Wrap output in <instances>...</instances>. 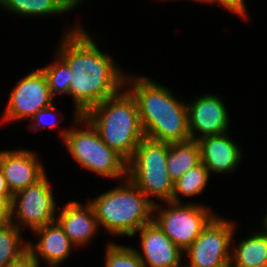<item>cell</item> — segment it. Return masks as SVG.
Listing matches in <instances>:
<instances>
[{
    "label": "cell",
    "mask_w": 267,
    "mask_h": 267,
    "mask_svg": "<svg viewBox=\"0 0 267 267\" xmlns=\"http://www.w3.org/2000/svg\"><path fill=\"white\" fill-rule=\"evenodd\" d=\"M80 25L75 24L63 34L57 54L71 69L69 95L74 112L83 116L93 106L121 92L126 87V74Z\"/></svg>",
    "instance_id": "6da1fadb"
},
{
    "label": "cell",
    "mask_w": 267,
    "mask_h": 267,
    "mask_svg": "<svg viewBox=\"0 0 267 267\" xmlns=\"http://www.w3.org/2000/svg\"><path fill=\"white\" fill-rule=\"evenodd\" d=\"M125 86L136 99L145 137L166 143L191 139L186 102L149 77L127 75Z\"/></svg>",
    "instance_id": "7a4b0ae2"
},
{
    "label": "cell",
    "mask_w": 267,
    "mask_h": 267,
    "mask_svg": "<svg viewBox=\"0 0 267 267\" xmlns=\"http://www.w3.org/2000/svg\"><path fill=\"white\" fill-rule=\"evenodd\" d=\"M83 117L97 130L102 141L127 162L145 137L136 99L126 87L93 106Z\"/></svg>",
    "instance_id": "3957f363"
},
{
    "label": "cell",
    "mask_w": 267,
    "mask_h": 267,
    "mask_svg": "<svg viewBox=\"0 0 267 267\" xmlns=\"http://www.w3.org/2000/svg\"><path fill=\"white\" fill-rule=\"evenodd\" d=\"M121 183L89 203L99 228L101 225L113 236L133 237L142 226L153 221L156 200L148 198L128 178Z\"/></svg>",
    "instance_id": "277c9868"
},
{
    "label": "cell",
    "mask_w": 267,
    "mask_h": 267,
    "mask_svg": "<svg viewBox=\"0 0 267 267\" xmlns=\"http://www.w3.org/2000/svg\"><path fill=\"white\" fill-rule=\"evenodd\" d=\"M74 114V127L60 131V137L77 164L96 173L97 176L120 181L126 179L127 161L102 141L97 130L87 119L78 113ZM80 124L86 128L79 129L82 128Z\"/></svg>",
    "instance_id": "5b68a950"
},
{
    "label": "cell",
    "mask_w": 267,
    "mask_h": 267,
    "mask_svg": "<svg viewBox=\"0 0 267 267\" xmlns=\"http://www.w3.org/2000/svg\"><path fill=\"white\" fill-rule=\"evenodd\" d=\"M169 143L144 137L127 162V178L148 198L171 201L173 184L166 163Z\"/></svg>",
    "instance_id": "8992f818"
},
{
    "label": "cell",
    "mask_w": 267,
    "mask_h": 267,
    "mask_svg": "<svg viewBox=\"0 0 267 267\" xmlns=\"http://www.w3.org/2000/svg\"><path fill=\"white\" fill-rule=\"evenodd\" d=\"M164 204L168 208H160L158 203L154 205L153 221L183 252L216 216L204 204L171 201Z\"/></svg>",
    "instance_id": "52a82bcc"
},
{
    "label": "cell",
    "mask_w": 267,
    "mask_h": 267,
    "mask_svg": "<svg viewBox=\"0 0 267 267\" xmlns=\"http://www.w3.org/2000/svg\"><path fill=\"white\" fill-rule=\"evenodd\" d=\"M216 215L183 252L184 267H230L231 243L237 225Z\"/></svg>",
    "instance_id": "ba28073f"
},
{
    "label": "cell",
    "mask_w": 267,
    "mask_h": 267,
    "mask_svg": "<svg viewBox=\"0 0 267 267\" xmlns=\"http://www.w3.org/2000/svg\"><path fill=\"white\" fill-rule=\"evenodd\" d=\"M48 179L45 175L37 183L13 194L11 221L19 229H22V226H28L29 229L35 231L56 221L58 210Z\"/></svg>",
    "instance_id": "9c48e42d"
},
{
    "label": "cell",
    "mask_w": 267,
    "mask_h": 267,
    "mask_svg": "<svg viewBox=\"0 0 267 267\" xmlns=\"http://www.w3.org/2000/svg\"><path fill=\"white\" fill-rule=\"evenodd\" d=\"M53 99L43 71L40 68L33 70L11 90L0 122L30 120L39 110L51 106Z\"/></svg>",
    "instance_id": "30bf717a"
},
{
    "label": "cell",
    "mask_w": 267,
    "mask_h": 267,
    "mask_svg": "<svg viewBox=\"0 0 267 267\" xmlns=\"http://www.w3.org/2000/svg\"><path fill=\"white\" fill-rule=\"evenodd\" d=\"M221 98V96L204 94L191 103H187L191 140L197 141L206 136L229 132L230 117Z\"/></svg>",
    "instance_id": "8fae6325"
},
{
    "label": "cell",
    "mask_w": 267,
    "mask_h": 267,
    "mask_svg": "<svg viewBox=\"0 0 267 267\" xmlns=\"http://www.w3.org/2000/svg\"><path fill=\"white\" fill-rule=\"evenodd\" d=\"M0 168L12 194L47 175L37 153L26 149L0 150Z\"/></svg>",
    "instance_id": "7c38bea8"
},
{
    "label": "cell",
    "mask_w": 267,
    "mask_h": 267,
    "mask_svg": "<svg viewBox=\"0 0 267 267\" xmlns=\"http://www.w3.org/2000/svg\"><path fill=\"white\" fill-rule=\"evenodd\" d=\"M142 253L137 255L145 267H184L183 251L157 226L154 221L142 226L138 231Z\"/></svg>",
    "instance_id": "4fadbf2b"
},
{
    "label": "cell",
    "mask_w": 267,
    "mask_h": 267,
    "mask_svg": "<svg viewBox=\"0 0 267 267\" xmlns=\"http://www.w3.org/2000/svg\"><path fill=\"white\" fill-rule=\"evenodd\" d=\"M229 132L203 137L198 141L201 162L211 173H233L243 157L240 147Z\"/></svg>",
    "instance_id": "5bb4252c"
},
{
    "label": "cell",
    "mask_w": 267,
    "mask_h": 267,
    "mask_svg": "<svg viewBox=\"0 0 267 267\" xmlns=\"http://www.w3.org/2000/svg\"><path fill=\"white\" fill-rule=\"evenodd\" d=\"M57 215L56 221L77 248L88 244L100 230L93 206L89 202L80 204L68 201Z\"/></svg>",
    "instance_id": "9a60e30c"
},
{
    "label": "cell",
    "mask_w": 267,
    "mask_h": 267,
    "mask_svg": "<svg viewBox=\"0 0 267 267\" xmlns=\"http://www.w3.org/2000/svg\"><path fill=\"white\" fill-rule=\"evenodd\" d=\"M33 232L39 241L34 245L28 241V251L39 266V259H43L48 266L58 267L57 265L70 256L73 247L77 249L57 221L48 223Z\"/></svg>",
    "instance_id": "2e32d148"
},
{
    "label": "cell",
    "mask_w": 267,
    "mask_h": 267,
    "mask_svg": "<svg viewBox=\"0 0 267 267\" xmlns=\"http://www.w3.org/2000/svg\"><path fill=\"white\" fill-rule=\"evenodd\" d=\"M84 0H0V6L22 17L49 16L72 11Z\"/></svg>",
    "instance_id": "e0dca14e"
},
{
    "label": "cell",
    "mask_w": 267,
    "mask_h": 267,
    "mask_svg": "<svg viewBox=\"0 0 267 267\" xmlns=\"http://www.w3.org/2000/svg\"><path fill=\"white\" fill-rule=\"evenodd\" d=\"M231 250L230 267H257L267 264V233L258 230L241 239Z\"/></svg>",
    "instance_id": "ac0fdd59"
},
{
    "label": "cell",
    "mask_w": 267,
    "mask_h": 267,
    "mask_svg": "<svg viewBox=\"0 0 267 267\" xmlns=\"http://www.w3.org/2000/svg\"><path fill=\"white\" fill-rule=\"evenodd\" d=\"M201 162L198 141L169 143L166 169L173 182Z\"/></svg>",
    "instance_id": "d6986e66"
},
{
    "label": "cell",
    "mask_w": 267,
    "mask_h": 267,
    "mask_svg": "<svg viewBox=\"0 0 267 267\" xmlns=\"http://www.w3.org/2000/svg\"><path fill=\"white\" fill-rule=\"evenodd\" d=\"M210 178L209 170L202 162L190 168L173 184L171 202L181 203L180 196L192 197L202 194Z\"/></svg>",
    "instance_id": "ffe728a7"
},
{
    "label": "cell",
    "mask_w": 267,
    "mask_h": 267,
    "mask_svg": "<svg viewBox=\"0 0 267 267\" xmlns=\"http://www.w3.org/2000/svg\"><path fill=\"white\" fill-rule=\"evenodd\" d=\"M21 233L13 222L0 228V267H5L28 251V242L23 241Z\"/></svg>",
    "instance_id": "44dd1931"
},
{
    "label": "cell",
    "mask_w": 267,
    "mask_h": 267,
    "mask_svg": "<svg viewBox=\"0 0 267 267\" xmlns=\"http://www.w3.org/2000/svg\"><path fill=\"white\" fill-rule=\"evenodd\" d=\"M56 60L40 68L46 76L48 86L52 97L57 94H67L69 96V87L71 80V69L67 63L58 55Z\"/></svg>",
    "instance_id": "7402d4cb"
},
{
    "label": "cell",
    "mask_w": 267,
    "mask_h": 267,
    "mask_svg": "<svg viewBox=\"0 0 267 267\" xmlns=\"http://www.w3.org/2000/svg\"><path fill=\"white\" fill-rule=\"evenodd\" d=\"M105 267H145L136 248L109 242L106 246Z\"/></svg>",
    "instance_id": "603a6c76"
},
{
    "label": "cell",
    "mask_w": 267,
    "mask_h": 267,
    "mask_svg": "<svg viewBox=\"0 0 267 267\" xmlns=\"http://www.w3.org/2000/svg\"><path fill=\"white\" fill-rule=\"evenodd\" d=\"M56 110L55 109V105L52 104L51 106L47 107V108H44V109H41L39 110L31 119L30 121L34 123L29 126L28 128L31 130H34V131H37V127H40V128H46V126H50V127H54L55 124L52 123V121L54 120V113L53 111ZM55 123V122H54Z\"/></svg>",
    "instance_id": "cb8c5ba5"
},
{
    "label": "cell",
    "mask_w": 267,
    "mask_h": 267,
    "mask_svg": "<svg viewBox=\"0 0 267 267\" xmlns=\"http://www.w3.org/2000/svg\"><path fill=\"white\" fill-rule=\"evenodd\" d=\"M209 2L221 5L222 8H226L229 12L241 16L243 19L248 17L245 0H209Z\"/></svg>",
    "instance_id": "d4e9b609"
},
{
    "label": "cell",
    "mask_w": 267,
    "mask_h": 267,
    "mask_svg": "<svg viewBox=\"0 0 267 267\" xmlns=\"http://www.w3.org/2000/svg\"><path fill=\"white\" fill-rule=\"evenodd\" d=\"M11 201L0 198V228L10 224L11 221Z\"/></svg>",
    "instance_id": "484cf974"
},
{
    "label": "cell",
    "mask_w": 267,
    "mask_h": 267,
    "mask_svg": "<svg viewBox=\"0 0 267 267\" xmlns=\"http://www.w3.org/2000/svg\"><path fill=\"white\" fill-rule=\"evenodd\" d=\"M5 267H39V265L33 258L32 254L29 251H27L17 260L10 262Z\"/></svg>",
    "instance_id": "4316f807"
},
{
    "label": "cell",
    "mask_w": 267,
    "mask_h": 267,
    "mask_svg": "<svg viewBox=\"0 0 267 267\" xmlns=\"http://www.w3.org/2000/svg\"><path fill=\"white\" fill-rule=\"evenodd\" d=\"M13 194L10 192L3 171L0 168V198L12 200Z\"/></svg>",
    "instance_id": "83f0119b"
},
{
    "label": "cell",
    "mask_w": 267,
    "mask_h": 267,
    "mask_svg": "<svg viewBox=\"0 0 267 267\" xmlns=\"http://www.w3.org/2000/svg\"><path fill=\"white\" fill-rule=\"evenodd\" d=\"M262 224H263L262 230L267 233V212H266L265 216L263 217Z\"/></svg>",
    "instance_id": "f1b7e54d"
},
{
    "label": "cell",
    "mask_w": 267,
    "mask_h": 267,
    "mask_svg": "<svg viewBox=\"0 0 267 267\" xmlns=\"http://www.w3.org/2000/svg\"><path fill=\"white\" fill-rule=\"evenodd\" d=\"M167 1H169V0H167ZM192 1L201 2V3H204V2L209 3V0H192Z\"/></svg>",
    "instance_id": "f546056e"
},
{
    "label": "cell",
    "mask_w": 267,
    "mask_h": 267,
    "mask_svg": "<svg viewBox=\"0 0 267 267\" xmlns=\"http://www.w3.org/2000/svg\"><path fill=\"white\" fill-rule=\"evenodd\" d=\"M257 267H267V264L260 265V266H257Z\"/></svg>",
    "instance_id": "4dcf8cb0"
}]
</instances>
